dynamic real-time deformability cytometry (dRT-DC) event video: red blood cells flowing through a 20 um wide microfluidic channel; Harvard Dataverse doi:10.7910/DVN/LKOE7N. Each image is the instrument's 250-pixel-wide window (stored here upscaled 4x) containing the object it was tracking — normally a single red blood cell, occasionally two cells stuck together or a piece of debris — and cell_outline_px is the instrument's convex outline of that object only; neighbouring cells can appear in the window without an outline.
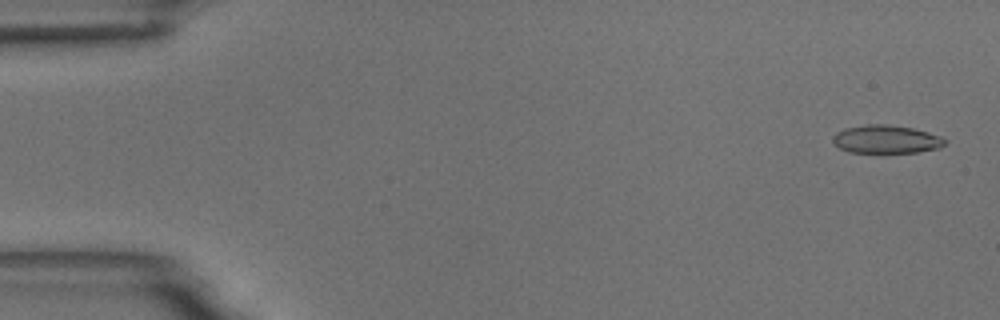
{"species": "common noctule bat (a hibernating species)", "species_latin": "Nyctalus noctula", "temperature_condition": "room temperature", "stored_images_in_passage": 56, "camera_frame_rate_fps": 3000, "um_per_image_px": 0.085, "animal": {"sex": "male", "body_mass_g": 18.8}, "frame": {"image": 1, "passage_image": 2, "time_ms": 0.333, "image_size_px": [1000, 320], "cell_outline_px": [[948, 140], [940, 148], [916, 152], [848, 152], [840, 148], [832, 140], [832, 136], [836, 132], [844, 128], [864, 124], [884, 124], [912, 128], [928, 132], [940, 136]], "centroid_in_image_um": [75.31, 11.83], "position_along_channel_um": 9.7, "area_um2": 18.38}}
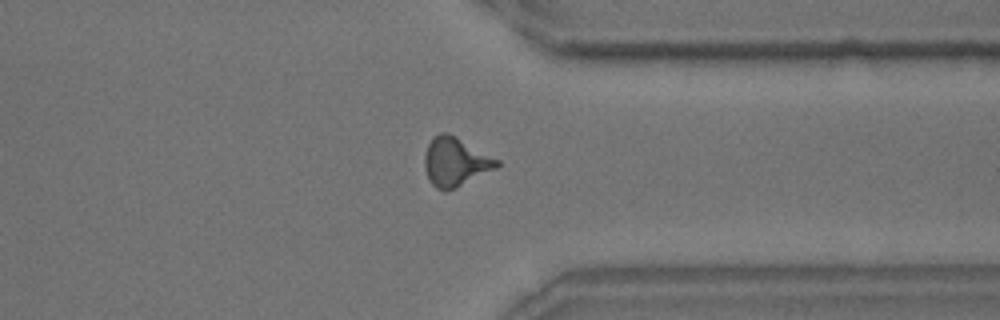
{"frame": {"image": 2, "passage_image": 43, "time_ms": 14.0, "image_size_px": [1000, 320], "cell_outline_px": [[500, 164], [496, 168], [456, 188], [444, 192], [436, 188], [432, 184], [424, 168], [424, 156], [428, 144], [432, 136], [440, 132], [448, 132], [456, 136], [500, 160]], "centroid_in_image_um": [38.69, 13.74], "position_along_channel_um": 372.7, "area_um2": 20.69}}
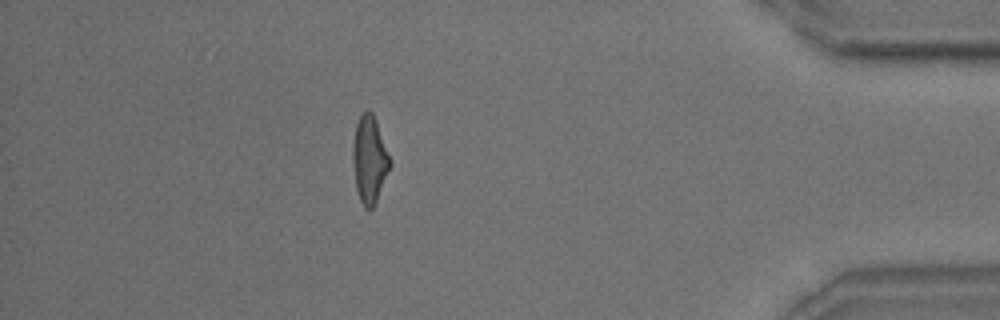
{"frame": {"image": 3, "passage_image": 49, "time_ms": 16.0, "image_size_px": [1000, 320], "cell_outline_px": [[392, 164], [376, 200], [372, 208], [364, 208], [360, 200], [356, 188], [352, 160], [352, 148], [356, 124], [360, 116], [368, 108], [372, 112], [376, 120], [392, 160]], "centroid_in_image_um": [31.41, 13.53], "position_along_channel_um": 403.8, "area_um2": 18.9}}